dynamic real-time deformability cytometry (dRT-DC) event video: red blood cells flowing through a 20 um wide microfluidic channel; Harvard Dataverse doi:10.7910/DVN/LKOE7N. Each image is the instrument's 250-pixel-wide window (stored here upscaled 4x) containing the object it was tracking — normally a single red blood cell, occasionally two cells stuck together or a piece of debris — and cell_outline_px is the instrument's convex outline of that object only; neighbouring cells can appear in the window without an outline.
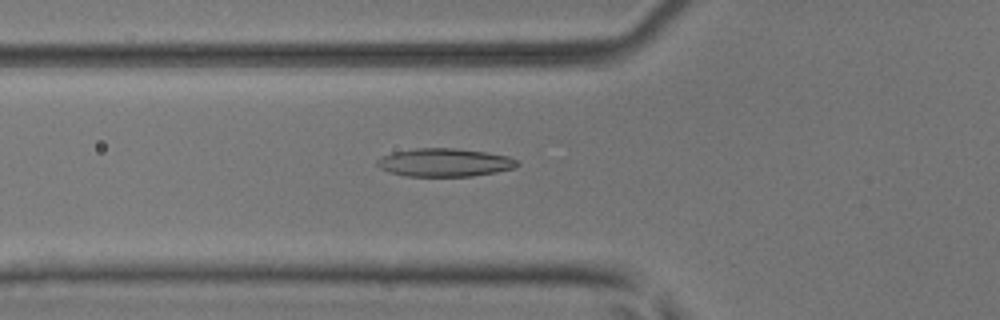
{"species": "common noctule bat (a hibernating species)", "species_latin": "Nyctalus noctula", "temperature_condition": "room temperature", "stored_images_in_passage": 52, "camera_frame_rate_fps": 3000, "um_per_image_px": 0.085, "animal": {"sex": "male", "body_mass_g": 17.9, "forearm_length_mm": 54.2}, "frame": {"image": 1, "passage_image": 19, "time_ms": 6.0, "image_size_px": [1000, 320], "cell_outline_px": [[520, 164], [516, 168], [496, 172], [472, 176], [408, 176], [392, 172], [380, 168], [376, 164], [376, 160], [392, 152], [416, 148], [456, 148], [488, 152], [508, 156], [516, 160]], "centroid_in_image_um": [37.83, 13.8], "position_along_channel_um": 88.0, "area_um2": 23.0}}
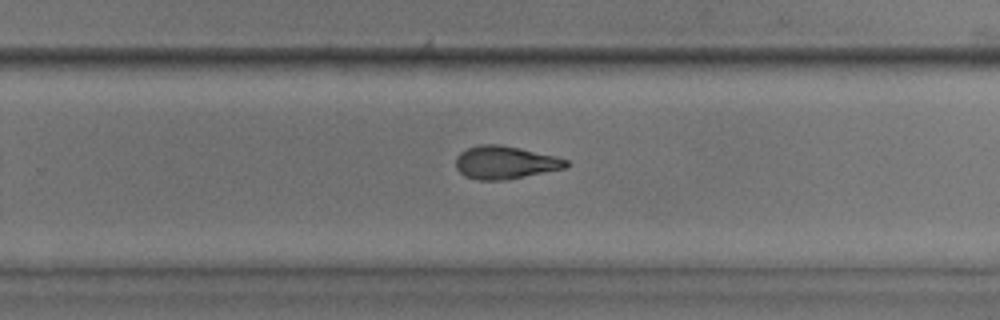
{"frame": {"image": 2, "passage_image": 34, "time_ms": 11.0, "image_size_px": [1000, 320], "cell_outline_px": [[568, 164], [564, 168], [508, 180], [480, 180], [464, 176], [456, 168], [456, 156], [460, 152], [468, 148], [480, 144], [500, 144], [520, 148], [556, 156], [568, 160]], "centroid_in_image_um": [42.92, 13.81], "position_along_channel_um": 286.9, "area_um2": 21.21}}
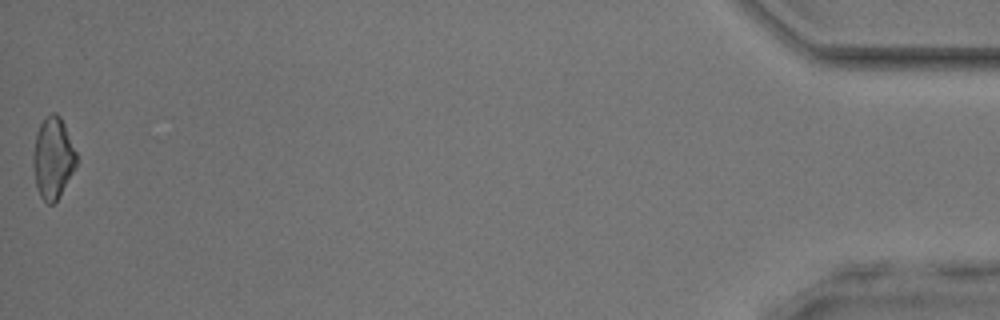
{"frame": {"image": 3, "passage_image": 52, "time_ms": 17.0, "image_size_px": [1000, 320], "cell_outline_px": [[76, 164], [72, 172], [56, 200], [52, 204], [48, 204], [40, 196], [36, 188], [32, 164], [32, 152], [36, 132], [40, 124], [52, 112], [56, 112], [60, 116], [64, 124], [76, 152]], "centroid_in_image_um": [4.46, 13.41], "position_along_channel_um": 430.7, "area_um2": 20.29}, "authors_computed_cell_mechanics": {"area_um2": 21.5016, "velocity_mm_per_s": 3.9813, "shape_relaxation_time_tau1_ms": 7.9303, "shape_relaxation_time_tau2_ms": 3.0995, "deformation_change_tau1": 0.2247, "deformation_change_tau2": 0.1073}}